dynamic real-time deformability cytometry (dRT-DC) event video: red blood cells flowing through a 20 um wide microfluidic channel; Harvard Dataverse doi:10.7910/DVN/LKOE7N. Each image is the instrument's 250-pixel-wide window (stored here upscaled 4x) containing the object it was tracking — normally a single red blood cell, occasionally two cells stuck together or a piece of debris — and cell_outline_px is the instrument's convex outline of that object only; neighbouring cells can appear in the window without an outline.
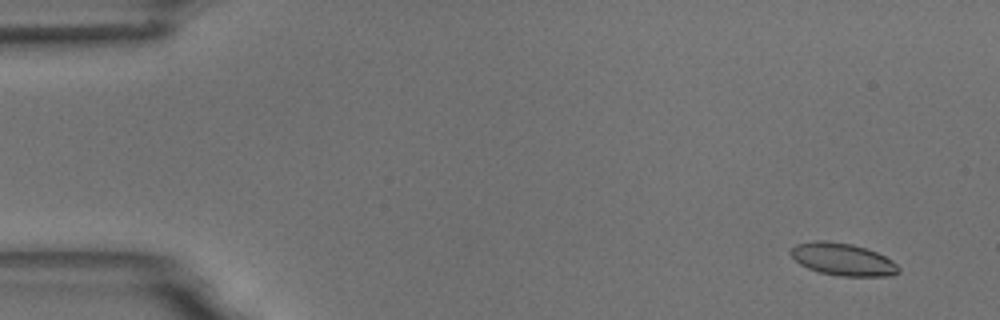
{"species": "common noctule bat (a hibernating species)", "species_latin": "Nyctalus noctula", "temperature_condition": "room temperature", "stored_images_in_passage": 55, "camera_frame_rate_fps": 3000, "um_per_image_px": 0.085, "animal": {"sex": "male", "body_mass_g": 18.8}, "frame": {"image": 1, "passage_image": 3, "time_ms": 0.667, "image_size_px": [1000, 320], "cell_outline_px": [[900, 272], [892, 276], [840, 276], [820, 272], [808, 268], [800, 264], [788, 252], [796, 244], [816, 240], [824, 240], [852, 244], [876, 252], [892, 260], [900, 268]], "centroid_in_image_um": [71.64, 22.05], "position_along_channel_um": 13.4, "area_um2": 20.29}}
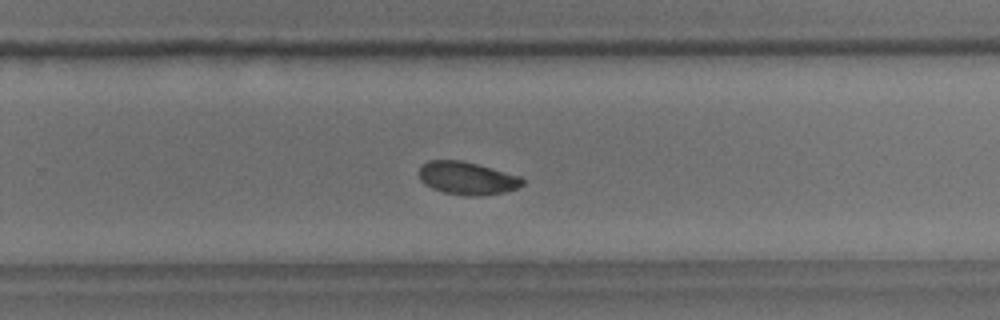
{"frame": {"image": 2, "passage_image": 35, "time_ms": 11.333, "image_size_px": [1000, 320], "cell_outline_px": [[524, 184], [516, 188], [504, 192], [480, 196], [464, 196], [444, 192], [432, 188], [424, 184], [420, 180], [420, 164], [428, 160], [460, 160], [476, 164], [520, 176], [524, 180]], "centroid_in_image_um": [39.68, 15.15], "position_along_channel_um": 290.1, "area_um2": 19.77}}
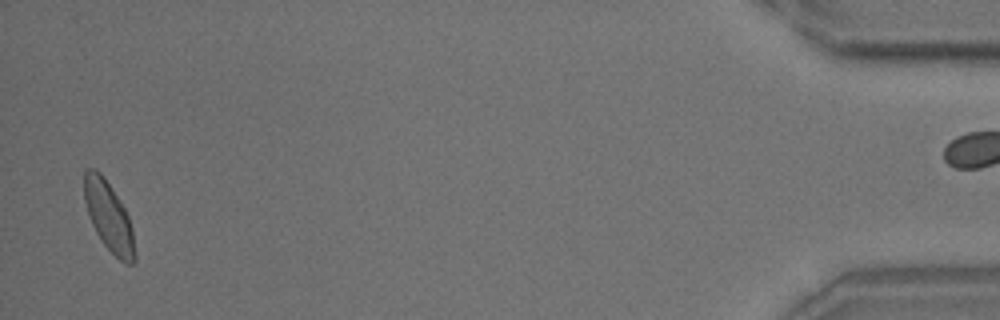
{"frame": {"image": 3, "passage_image": 53, "time_ms": 17.333, "image_size_px": [1000, 320], "cell_outline_px": [[136, 260], [132, 264], [128, 264], [120, 260], [100, 240], [92, 224], [84, 200], [84, 172], [88, 168], [96, 168], [104, 176], [112, 188], [124, 208], [128, 216], [132, 228], [136, 256]], "centroid_in_image_um": [9.24, 18.39], "position_along_channel_um": 426.0, "area_um2": 20.35}, "authors_computed_cell_mechanics": {"area_um2": 20.0566, "velocity_mm_per_s": 3.7201, "shape_relaxation_time_tau1_ms": 3.98, "shape_relaxation_time_tau2_ms": 2.7583, "deformation_change_tau1": 0.1045, "deformation_change_tau2": 0.0533}}